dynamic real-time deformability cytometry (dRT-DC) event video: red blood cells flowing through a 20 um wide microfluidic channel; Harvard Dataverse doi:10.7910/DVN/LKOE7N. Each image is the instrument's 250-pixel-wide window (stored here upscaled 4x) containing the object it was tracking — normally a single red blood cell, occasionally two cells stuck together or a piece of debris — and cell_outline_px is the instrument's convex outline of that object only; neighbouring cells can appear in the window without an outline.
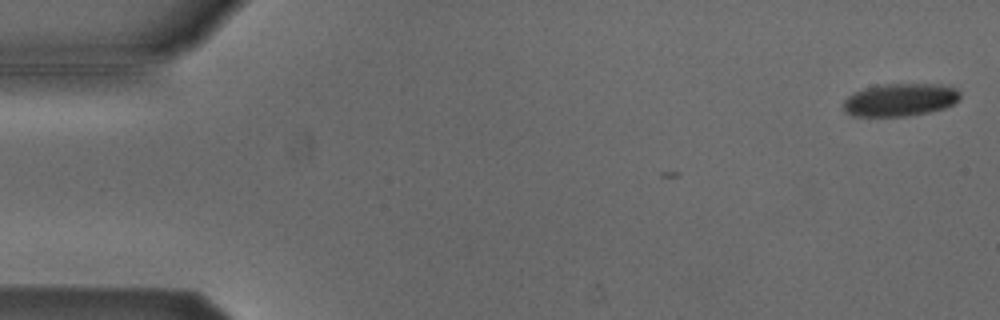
{"species": "Egyptian fruit bat (a non-hibernating species)", "species_latin": "Rousettus aegyptiacus", "temperature_condition": "cold", "stored_images_in_passage": 9, "camera_frame_rate_fps": 3000, "um_per_image_px": 0.085, "animal": {"sex": "male"}, "frame": {"image": 1, "passage_image": 2, "time_ms": 0.333, "image_size_px": [1000, 320], "cell_outline_px": [[960, 100], [944, 108], [928, 112], [908, 116], [852, 116], [844, 112], [844, 100], [848, 96], [856, 92], [868, 88], [888, 84], [940, 84], [956, 88], [960, 92]], "centroid_in_image_um": [76.54, 8.49], "position_along_channel_um": 8.5, "area_um2": 22.14}}